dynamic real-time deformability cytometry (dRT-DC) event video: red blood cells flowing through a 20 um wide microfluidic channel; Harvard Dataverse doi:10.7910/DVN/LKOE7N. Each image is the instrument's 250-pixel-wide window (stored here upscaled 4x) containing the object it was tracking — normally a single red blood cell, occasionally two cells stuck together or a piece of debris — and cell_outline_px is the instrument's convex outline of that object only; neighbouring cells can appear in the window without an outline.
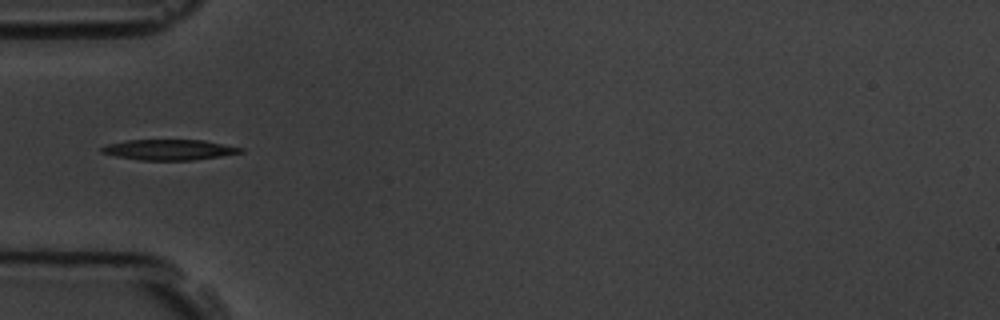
{"species": "common noctule bat (a hibernating species)", "species_latin": "Nyctalus noctula", "temperature_condition": "room temperature", "stored_images_in_passage": 7, "camera_frame_rate_fps": 3000, "um_per_image_px": 0.085, "animal": {"sex": "male", "body_mass_g": 19.5, "forearm_length_mm": 54.6}, "frame": {"image": 1, "passage_image": 4, "time_ms": 4.333, "image_size_px": [1000, 320], "cell_outline_px": [[244, 152], [220, 156], [192, 160], [140, 160], [116, 156], [100, 152], [100, 148], [108, 144], [128, 140], [204, 140], [244, 148]], "centroid_in_image_um": [14.39, 12.72], "position_along_channel_um": 70.6, "area_um2": 16.53}}
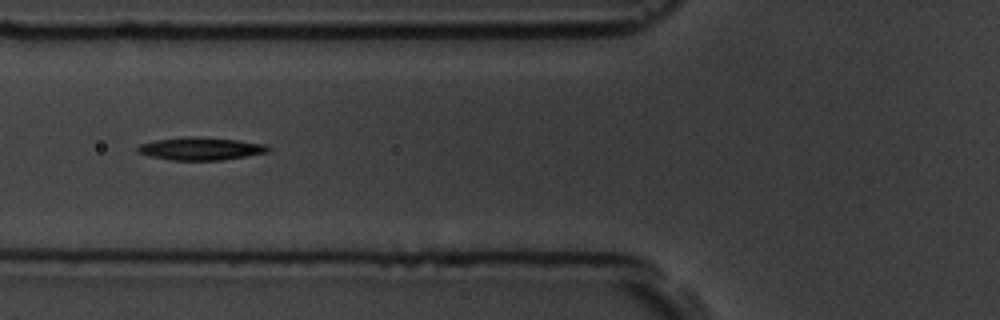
{"frame": {"image": 2, "passage_image": 5, "time_ms": 5.333, "image_size_px": [1000, 320], "cell_outline_px": [[272, 148], [268, 152], [220, 160], [172, 160], [148, 156], [136, 152], [136, 148], [140, 144], [156, 140], [184, 136], [192, 136], [236, 140], [264, 144]], "centroid_in_image_um": [17.0, 12.63], "position_along_channel_um": 108.8, "area_um2": 17.22}}
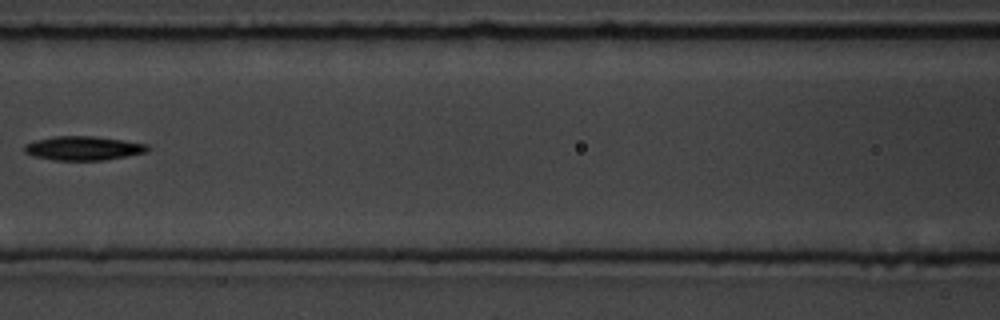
{"frame": {"image": 3, "passage_image": 6, "time_ms": 6.667, "image_size_px": [1000, 320], "cell_outline_px": [[148, 152], [104, 160], [56, 160], [36, 156], [24, 152], [24, 144], [36, 140], [56, 136], [92, 136], [124, 140], [148, 144]], "centroid_in_image_um": [7.1, 12.59], "position_along_channel_um": 159.5, "area_um2": 17.11}}